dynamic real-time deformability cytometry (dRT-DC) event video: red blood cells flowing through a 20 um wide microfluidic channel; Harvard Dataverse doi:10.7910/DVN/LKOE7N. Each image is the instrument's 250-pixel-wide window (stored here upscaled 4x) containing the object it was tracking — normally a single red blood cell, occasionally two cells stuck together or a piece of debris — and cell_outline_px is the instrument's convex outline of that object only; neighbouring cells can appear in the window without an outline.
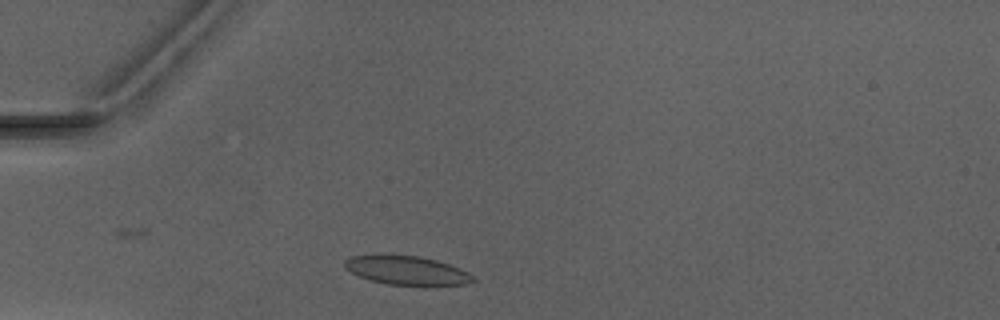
{"species": "Egyptian fruit bat (a non-hibernating species)", "species_latin": "Rousettus aegyptiacus", "temperature_condition": "warm", "stored_images_in_passage": 2, "camera_frame_rate_fps": 3000, "um_per_image_px": 0.085, "animal": {"sex": "male"}, "frame": {"image": 1, "passage_image": 1, "time_ms": 0.0, "image_size_px": [1000, 320], "cell_outline_px": [[476, 280], [464, 284], [388, 284], [372, 280], [360, 276], [344, 268], [344, 260], [352, 256], [380, 252], [384, 252], [420, 256], [436, 260], [460, 268], [468, 272]], "centroid_in_image_um": [34.48, 22.91], "position_along_channel_um": 50.5, "area_um2": 21.73}}